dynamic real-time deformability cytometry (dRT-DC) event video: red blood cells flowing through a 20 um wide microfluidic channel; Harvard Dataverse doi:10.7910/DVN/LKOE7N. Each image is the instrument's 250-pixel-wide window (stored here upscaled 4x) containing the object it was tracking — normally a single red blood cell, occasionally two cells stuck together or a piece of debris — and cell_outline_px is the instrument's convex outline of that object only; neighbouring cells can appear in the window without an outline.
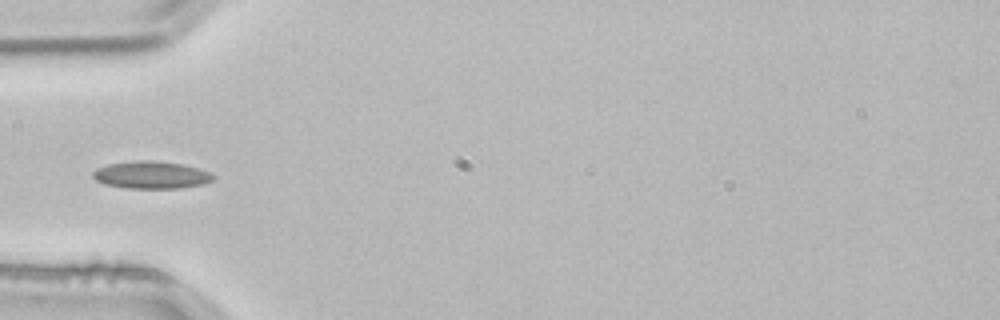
{"species": "common noctule bat (a hibernating species)", "species_latin": "Nyctalus noctula", "temperature_condition": "room temperature", "stored_images_in_passage": 4, "camera_frame_rate_fps": 3000, "um_per_image_px": 0.085, "animal": {"sex": "male", "body_mass_g": 21.5, "forearm_length_mm": 52.0}, "frame": {"image": 1, "passage_image": 4, "time_ms": 1.0, "image_size_px": [1000, 320], "cell_outline_px": [[216, 176], [212, 180], [204, 184], [180, 188], [128, 188], [104, 184], [96, 180], [92, 176], [92, 172], [96, 168], [108, 164], [136, 160], [152, 160], [184, 164], [208, 172]], "centroid_in_image_um": [12.84, 14.86], "position_along_channel_um": 72.2, "area_um2": 19.25}}